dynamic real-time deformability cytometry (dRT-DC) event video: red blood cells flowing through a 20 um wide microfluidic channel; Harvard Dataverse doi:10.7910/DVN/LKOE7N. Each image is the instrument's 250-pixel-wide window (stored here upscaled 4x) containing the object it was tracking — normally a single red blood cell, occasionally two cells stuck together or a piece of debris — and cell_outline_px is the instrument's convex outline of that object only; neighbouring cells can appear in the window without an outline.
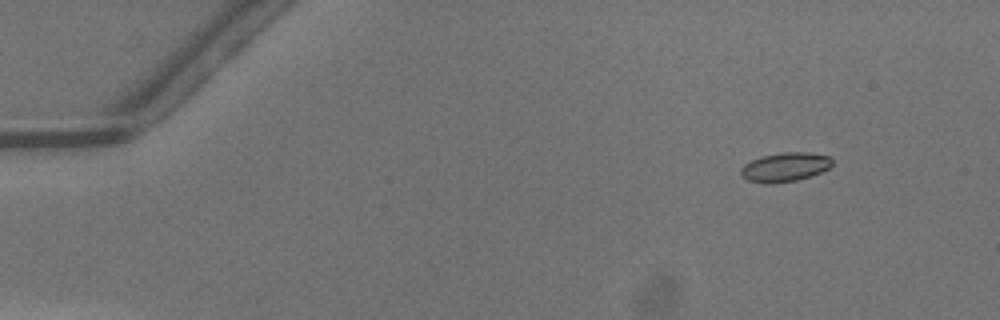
{"species": "common noctule bat (a hibernating species)", "species_latin": "Nyctalus noctula", "temperature_condition": "warm", "stored_images_in_passage": 46, "camera_frame_rate_fps": 3000, "um_per_image_px": 0.085, "animal": {"sex": "male", "body_mass_g": 13.3}, "frame": {"image": 1, "passage_image": 1, "time_ms": 0.0, "image_size_px": [1000, 320], "cell_outline_px": [[832, 164], [828, 168], [820, 172], [796, 180], [764, 184], [748, 180], [740, 176], [740, 168], [744, 164], [760, 156], [784, 152], [808, 152], [832, 156]], "centroid_in_image_um": [66.69, 14.19], "position_along_channel_um": 18.3, "area_um2": 15.49}}
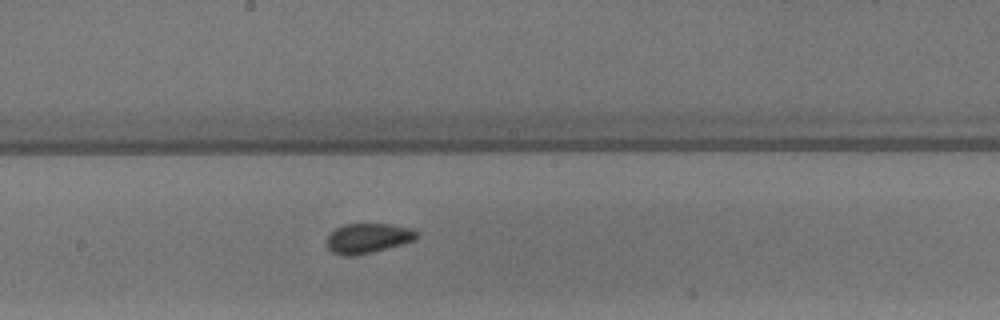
{"frame": {"image": 2, "passage_image": 23, "time_ms": 7.333, "image_size_px": [1000, 320], "cell_outline_px": [[420, 236], [416, 240], [372, 252], [352, 256], [344, 256], [332, 252], [328, 248], [328, 236], [336, 228], [344, 224], [388, 224], [412, 228]], "centroid_in_image_um": [31.3, 20.25], "position_along_channel_um": 216.9, "area_um2": 15.55}}
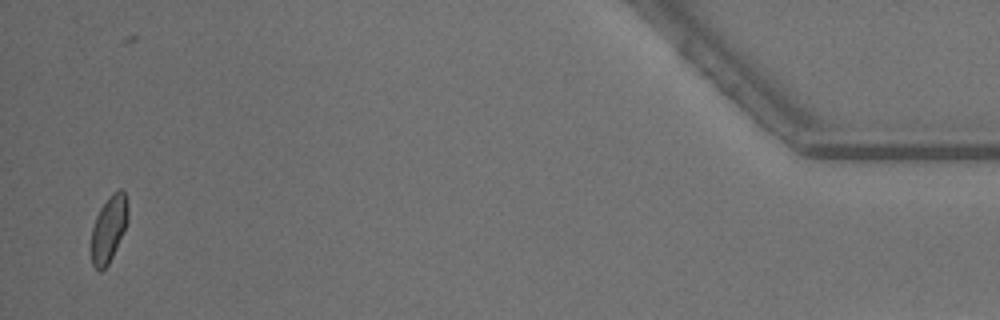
{"frame": {"image": 3, "passage_image": 44, "time_ms": 14.333, "image_size_px": [1000, 320], "cell_outline_px": [[128, 220], [116, 248], [108, 264], [100, 272], [92, 264], [92, 228], [96, 216], [100, 208], [108, 196], [112, 192], [120, 188], [124, 192], [128, 204]], "centroid_in_image_um": [9.25, 19.4], "position_along_channel_um": 425.9, "area_um2": 14.05}, "authors_computed_cell_mechanics": {"area_um2": 15.1725, "velocity_mm_per_s": 4.2347, "shape_relaxation_time_tau1_ms": 8.0993, "shape_relaxation_time_tau2_ms": 1.0646, "deformation_change_tau1": 0.1037, "deformation_change_tau2": 0.0523}}